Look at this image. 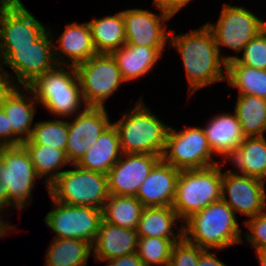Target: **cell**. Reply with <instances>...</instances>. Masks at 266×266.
<instances>
[{
  "mask_svg": "<svg viewBox=\"0 0 266 266\" xmlns=\"http://www.w3.org/2000/svg\"><path fill=\"white\" fill-rule=\"evenodd\" d=\"M174 34L175 31L170 30L168 46L176 49L182 58L190 95L208 85L226 81L227 63L220 56L206 24L186 34Z\"/></svg>",
  "mask_w": 266,
  "mask_h": 266,
  "instance_id": "cell-1",
  "label": "cell"
},
{
  "mask_svg": "<svg viewBox=\"0 0 266 266\" xmlns=\"http://www.w3.org/2000/svg\"><path fill=\"white\" fill-rule=\"evenodd\" d=\"M182 225L183 238L203 249L222 250L245 242L235 212L222 199L192 214Z\"/></svg>",
  "mask_w": 266,
  "mask_h": 266,
  "instance_id": "cell-2",
  "label": "cell"
},
{
  "mask_svg": "<svg viewBox=\"0 0 266 266\" xmlns=\"http://www.w3.org/2000/svg\"><path fill=\"white\" fill-rule=\"evenodd\" d=\"M27 87L38 104L58 118H71L87 107L75 66L57 65L36 77ZM82 109V110H80Z\"/></svg>",
  "mask_w": 266,
  "mask_h": 266,
  "instance_id": "cell-3",
  "label": "cell"
},
{
  "mask_svg": "<svg viewBox=\"0 0 266 266\" xmlns=\"http://www.w3.org/2000/svg\"><path fill=\"white\" fill-rule=\"evenodd\" d=\"M142 98L131 110L122 112L119 121L112 122L119 134L121 151L162 156L170 126L153 114Z\"/></svg>",
  "mask_w": 266,
  "mask_h": 266,
  "instance_id": "cell-4",
  "label": "cell"
},
{
  "mask_svg": "<svg viewBox=\"0 0 266 266\" xmlns=\"http://www.w3.org/2000/svg\"><path fill=\"white\" fill-rule=\"evenodd\" d=\"M220 162L203 169L181 170L177 179L173 209L181 224L210 203L221 200L222 166Z\"/></svg>",
  "mask_w": 266,
  "mask_h": 266,
  "instance_id": "cell-5",
  "label": "cell"
},
{
  "mask_svg": "<svg viewBox=\"0 0 266 266\" xmlns=\"http://www.w3.org/2000/svg\"><path fill=\"white\" fill-rule=\"evenodd\" d=\"M71 166L48 187L50 197L66 205L102 209L110 195L107 175Z\"/></svg>",
  "mask_w": 266,
  "mask_h": 266,
  "instance_id": "cell-6",
  "label": "cell"
},
{
  "mask_svg": "<svg viewBox=\"0 0 266 266\" xmlns=\"http://www.w3.org/2000/svg\"><path fill=\"white\" fill-rule=\"evenodd\" d=\"M53 31L48 29L31 46L24 48H0V62L8 65L19 86L29 85L36 77L52 70L58 64L54 58Z\"/></svg>",
  "mask_w": 266,
  "mask_h": 266,
  "instance_id": "cell-7",
  "label": "cell"
},
{
  "mask_svg": "<svg viewBox=\"0 0 266 266\" xmlns=\"http://www.w3.org/2000/svg\"><path fill=\"white\" fill-rule=\"evenodd\" d=\"M177 131L168 130L161 159L180 170L203 169L219 164L208 144L202 127H188Z\"/></svg>",
  "mask_w": 266,
  "mask_h": 266,
  "instance_id": "cell-8",
  "label": "cell"
},
{
  "mask_svg": "<svg viewBox=\"0 0 266 266\" xmlns=\"http://www.w3.org/2000/svg\"><path fill=\"white\" fill-rule=\"evenodd\" d=\"M76 70L86 106L106 107V100L125 83L112 54L97 53Z\"/></svg>",
  "mask_w": 266,
  "mask_h": 266,
  "instance_id": "cell-9",
  "label": "cell"
},
{
  "mask_svg": "<svg viewBox=\"0 0 266 266\" xmlns=\"http://www.w3.org/2000/svg\"><path fill=\"white\" fill-rule=\"evenodd\" d=\"M206 26L211 30L221 55V47L242 52L245 45L266 28V21L244 6L224 3L218 22H208Z\"/></svg>",
  "mask_w": 266,
  "mask_h": 266,
  "instance_id": "cell-10",
  "label": "cell"
},
{
  "mask_svg": "<svg viewBox=\"0 0 266 266\" xmlns=\"http://www.w3.org/2000/svg\"><path fill=\"white\" fill-rule=\"evenodd\" d=\"M0 156L4 162L0 181L8 187V210H23L30 206L36 180L41 178L22 145L0 146Z\"/></svg>",
  "mask_w": 266,
  "mask_h": 266,
  "instance_id": "cell-11",
  "label": "cell"
},
{
  "mask_svg": "<svg viewBox=\"0 0 266 266\" xmlns=\"http://www.w3.org/2000/svg\"><path fill=\"white\" fill-rule=\"evenodd\" d=\"M52 200L53 210L44 218L54 238H74L93 243L99 231L102 209L88 206H71Z\"/></svg>",
  "mask_w": 266,
  "mask_h": 266,
  "instance_id": "cell-12",
  "label": "cell"
},
{
  "mask_svg": "<svg viewBox=\"0 0 266 266\" xmlns=\"http://www.w3.org/2000/svg\"><path fill=\"white\" fill-rule=\"evenodd\" d=\"M160 14L131 8L122 11L125 24L126 44L146 47H166L170 39V30L165 23L174 12L157 3H153Z\"/></svg>",
  "mask_w": 266,
  "mask_h": 266,
  "instance_id": "cell-13",
  "label": "cell"
},
{
  "mask_svg": "<svg viewBox=\"0 0 266 266\" xmlns=\"http://www.w3.org/2000/svg\"><path fill=\"white\" fill-rule=\"evenodd\" d=\"M265 185L262 180L229 169L222 173L221 199L235 214L252 218L266 210Z\"/></svg>",
  "mask_w": 266,
  "mask_h": 266,
  "instance_id": "cell-14",
  "label": "cell"
},
{
  "mask_svg": "<svg viewBox=\"0 0 266 266\" xmlns=\"http://www.w3.org/2000/svg\"><path fill=\"white\" fill-rule=\"evenodd\" d=\"M84 110L68 121L66 155L71 165L77 164L102 132L111 124L106 107H83Z\"/></svg>",
  "mask_w": 266,
  "mask_h": 266,
  "instance_id": "cell-15",
  "label": "cell"
},
{
  "mask_svg": "<svg viewBox=\"0 0 266 266\" xmlns=\"http://www.w3.org/2000/svg\"><path fill=\"white\" fill-rule=\"evenodd\" d=\"M47 29L21 0L0 10V48L29 47Z\"/></svg>",
  "mask_w": 266,
  "mask_h": 266,
  "instance_id": "cell-16",
  "label": "cell"
},
{
  "mask_svg": "<svg viewBox=\"0 0 266 266\" xmlns=\"http://www.w3.org/2000/svg\"><path fill=\"white\" fill-rule=\"evenodd\" d=\"M160 160V155L122 153L107 174L109 194L136 196L141 184Z\"/></svg>",
  "mask_w": 266,
  "mask_h": 266,
  "instance_id": "cell-17",
  "label": "cell"
},
{
  "mask_svg": "<svg viewBox=\"0 0 266 266\" xmlns=\"http://www.w3.org/2000/svg\"><path fill=\"white\" fill-rule=\"evenodd\" d=\"M57 38L58 43L53 42V49L54 58L58 65L76 67L97 54L88 22L82 24L77 23V21L66 23L65 30Z\"/></svg>",
  "mask_w": 266,
  "mask_h": 266,
  "instance_id": "cell-18",
  "label": "cell"
},
{
  "mask_svg": "<svg viewBox=\"0 0 266 266\" xmlns=\"http://www.w3.org/2000/svg\"><path fill=\"white\" fill-rule=\"evenodd\" d=\"M180 171L161 159L141 184L136 197L144 207L172 206Z\"/></svg>",
  "mask_w": 266,
  "mask_h": 266,
  "instance_id": "cell-19",
  "label": "cell"
},
{
  "mask_svg": "<svg viewBox=\"0 0 266 266\" xmlns=\"http://www.w3.org/2000/svg\"><path fill=\"white\" fill-rule=\"evenodd\" d=\"M202 129L215 157H224L220 158L222 163H226L236 153L245 139L235 112L214 115Z\"/></svg>",
  "mask_w": 266,
  "mask_h": 266,
  "instance_id": "cell-20",
  "label": "cell"
},
{
  "mask_svg": "<svg viewBox=\"0 0 266 266\" xmlns=\"http://www.w3.org/2000/svg\"><path fill=\"white\" fill-rule=\"evenodd\" d=\"M136 229L122 228L102 219L99 231L92 243V254L97 262H106L136 253L138 245Z\"/></svg>",
  "mask_w": 266,
  "mask_h": 266,
  "instance_id": "cell-21",
  "label": "cell"
},
{
  "mask_svg": "<svg viewBox=\"0 0 266 266\" xmlns=\"http://www.w3.org/2000/svg\"><path fill=\"white\" fill-rule=\"evenodd\" d=\"M165 47H146L125 44L111 54L117 62L123 80L130 82L147 75L157 64Z\"/></svg>",
  "mask_w": 266,
  "mask_h": 266,
  "instance_id": "cell-22",
  "label": "cell"
},
{
  "mask_svg": "<svg viewBox=\"0 0 266 266\" xmlns=\"http://www.w3.org/2000/svg\"><path fill=\"white\" fill-rule=\"evenodd\" d=\"M36 105L38 103L32 91L27 86H18L2 106L8 117L9 127L22 141L29 139L34 128Z\"/></svg>",
  "mask_w": 266,
  "mask_h": 266,
  "instance_id": "cell-23",
  "label": "cell"
},
{
  "mask_svg": "<svg viewBox=\"0 0 266 266\" xmlns=\"http://www.w3.org/2000/svg\"><path fill=\"white\" fill-rule=\"evenodd\" d=\"M121 155L119 134L112 123L102 132L76 165L86 170L107 175Z\"/></svg>",
  "mask_w": 266,
  "mask_h": 266,
  "instance_id": "cell-24",
  "label": "cell"
},
{
  "mask_svg": "<svg viewBox=\"0 0 266 266\" xmlns=\"http://www.w3.org/2000/svg\"><path fill=\"white\" fill-rule=\"evenodd\" d=\"M179 220L172 206L144 207L136 230L139 237L183 238V225L173 229Z\"/></svg>",
  "mask_w": 266,
  "mask_h": 266,
  "instance_id": "cell-25",
  "label": "cell"
},
{
  "mask_svg": "<svg viewBox=\"0 0 266 266\" xmlns=\"http://www.w3.org/2000/svg\"><path fill=\"white\" fill-rule=\"evenodd\" d=\"M228 162L237 173L266 182V137H245Z\"/></svg>",
  "mask_w": 266,
  "mask_h": 266,
  "instance_id": "cell-26",
  "label": "cell"
},
{
  "mask_svg": "<svg viewBox=\"0 0 266 266\" xmlns=\"http://www.w3.org/2000/svg\"><path fill=\"white\" fill-rule=\"evenodd\" d=\"M92 42L97 53L111 54L126 44L125 24L122 11L87 21Z\"/></svg>",
  "mask_w": 266,
  "mask_h": 266,
  "instance_id": "cell-27",
  "label": "cell"
},
{
  "mask_svg": "<svg viewBox=\"0 0 266 266\" xmlns=\"http://www.w3.org/2000/svg\"><path fill=\"white\" fill-rule=\"evenodd\" d=\"M27 151L37 175L48 187L59 177L64 170L61 167L71 166L66 151L56 147H47L39 144H21ZM59 170V171H58Z\"/></svg>",
  "mask_w": 266,
  "mask_h": 266,
  "instance_id": "cell-28",
  "label": "cell"
},
{
  "mask_svg": "<svg viewBox=\"0 0 266 266\" xmlns=\"http://www.w3.org/2000/svg\"><path fill=\"white\" fill-rule=\"evenodd\" d=\"M92 244L74 238H53L49 245L45 266H87Z\"/></svg>",
  "mask_w": 266,
  "mask_h": 266,
  "instance_id": "cell-29",
  "label": "cell"
},
{
  "mask_svg": "<svg viewBox=\"0 0 266 266\" xmlns=\"http://www.w3.org/2000/svg\"><path fill=\"white\" fill-rule=\"evenodd\" d=\"M234 112L245 137H261L266 132V98L238 95Z\"/></svg>",
  "mask_w": 266,
  "mask_h": 266,
  "instance_id": "cell-30",
  "label": "cell"
},
{
  "mask_svg": "<svg viewBox=\"0 0 266 266\" xmlns=\"http://www.w3.org/2000/svg\"><path fill=\"white\" fill-rule=\"evenodd\" d=\"M144 206L136 196L109 195L102 208L103 220L127 229H137Z\"/></svg>",
  "mask_w": 266,
  "mask_h": 266,
  "instance_id": "cell-31",
  "label": "cell"
},
{
  "mask_svg": "<svg viewBox=\"0 0 266 266\" xmlns=\"http://www.w3.org/2000/svg\"><path fill=\"white\" fill-rule=\"evenodd\" d=\"M227 86L238 89V95L266 98V70L240 64L236 59L227 63Z\"/></svg>",
  "mask_w": 266,
  "mask_h": 266,
  "instance_id": "cell-32",
  "label": "cell"
},
{
  "mask_svg": "<svg viewBox=\"0 0 266 266\" xmlns=\"http://www.w3.org/2000/svg\"><path fill=\"white\" fill-rule=\"evenodd\" d=\"M182 238L139 237L136 254L144 266H168L172 247Z\"/></svg>",
  "mask_w": 266,
  "mask_h": 266,
  "instance_id": "cell-33",
  "label": "cell"
},
{
  "mask_svg": "<svg viewBox=\"0 0 266 266\" xmlns=\"http://www.w3.org/2000/svg\"><path fill=\"white\" fill-rule=\"evenodd\" d=\"M67 140L68 121L56 119L36 122L29 139L21 144H39L65 150Z\"/></svg>",
  "mask_w": 266,
  "mask_h": 266,
  "instance_id": "cell-34",
  "label": "cell"
},
{
  "mask_svg": "<svg viewBox=\"0 0 266 266\" xmlns=\"http://www.w3.org/2000/svg\"><path fill=\"white\" fill-rule=\"evenodd\" d=\"M241 55H225L222 59L226 63L236 59L244 66L266 70V28L245 45Z\"/></svg>",
  "mask_w": 266,
  "mask_h": 266,
  "instance_id": "cell-35",
  "label": "cell"
},
{
  "mask_svg": "<svg viewBox=\"0 0 266 266\" xmlns=\"http://www.w3.org/2000/svg\"><path fill=\"white\" fill-rule=\"evenodd\" d=\"M203 250L182 238L173 245L168 266H198L199 256Z\"/></svg>",
  "mask_w": 266,
  "mask_h": 266,
  "instance_id": "cell-36",
  "label": "cell"
},
{
  "mask_svg": "<svg viewBox=\"0 0 266 266\" xmlns=\"http://www.w3.org/2000/svg\"><path fill=\"white\" fill-rule=\"evenodd\" d=\"M243 222L247 227L245 232L247 243H249L255 251L266 248V210Z\"/></svg>",
  "mask_w": 266,
  "mask_h": 266,
  "instance_id": "cell-37",
  "label": "cell"
},
{
  "mask_svg": "<svg viewBox=\"0 0 266 266\" xmlns=\"http://www.w3.org/2000/svg\"><path fill=\"white\" fill-rule=\"evenodd\" d=\"M23 141L12 131L9 127L8 117L0 108V146H17L21 145Z\"/></svg>",
  "mask_w": 266,
  "mask_h": 266,
  "instance_id": "cell-38",
  "label": "cell"
},
{
  "mask_svg": "<svg viewBox=\"0 0 266 266\" xmlns=\"http://www.w3.org/2000/svg\"><path fill=\"white\" fill-rule=\"evenodd\" d=\"M0 62V108L5 104L7 98L19 86L11 76L14 73L7 72Z\"/></svg>",
  "mask_w": 266,
  "mask_h": 266,
  "instance_id": "cell-39",
  "label": "cell"
},
{
  "mask_svg": "<svg viewBox=\"0 0 266 266\" xmlns=\"http://www.w3.org/2000/svg\"><path fill=\"white\" fill-rule=\"evenodd\" d=\"M106 266H144L136 253L107 260Z\"/></svg>",
  "mask_w": 266,
  "mask_h": 266,
  "instance_id": "cell-40",
  "label": "cell"
},
{
  "mask_svg": "<svg viewBox=\"0 0 266 266\" xmlns=\"http://www.w3.org/2000/svg\"><path fill=\"white\" fill-rule=\"evenodd\" d=\"M198 266H228L216 257V253L204 249L200 256Z\"/></svg>",
  "mask_w": 266,
  "mask_h": 266,
  "instance_id": "cell-41",
  "label": "cell"
},
{
  "mask_svg": "<svg viewBox=\"0 0 266 266\" xmlns=\"http://www.w3.org/2000/svg\"><path fill=\"white\" fill-rule=\"evenodd\" d=\"M191 1L192 0H153V3H157L165 8H168L176 14Z\"/></svg>",
  "mask_w": 266,
  "mask_h": 266,
  "instance_id": "cell-42",
  "label": "cell"
},
{
  "mask_svg": "<svg viewBox=\"0 0 266 266\" xmlns=\"http://www.w3.org/2000/svg\"><path fill=\"white\" fill-rule=\"evenodd\" d=\"M4 167L3 158L0 156V175ZM7 208V209H6ZM0 209L8 210V187L0 181Z\"/></svg>",
  "mask_w": 266,
  "mask_h": 266,
  "instance_id": "cell-43",
  "label": "cell"
},
{
  "mask_svg": "<svg viewBox=\"0 0 266 266\" xmlns=\"http://www.w3.org/2000/svg\"><path fill=\"white\" fill-rule=\"evenodd\" d=\"M5 211L8 210L0 209V238L8 235V233L12 234L13 233L12 231H14V229L16 228L12 226L8 220L6 221L4 218H2L3 216L2 213H4Z\"/></svg>",
  "mask_w": 266,
  "mask_h": 266,
  "instance_id": "cell-44",
  "label": "cell"
},
{
  "mask_svg": "<svg viewBox=\"0 0 266 266\" xmlns=\"http://www.w3.org/2000/svg\"><path fill=\"white\" fill-rule=\"evenodd\" d=\"M256 256L260 266H266V248L256 250Z\"/></svg>",
  "mask_w": 266,
  "mask_h": 266,
  "instance_id": "cell-45",
  "label": "cell"
},
{
  "mask_svg": "<svg viewBox=\"0 0 266 266\" xmlns=\"http://www.w3.org/2000/svg\"><path fill=\"white\" fill-rule=\"evenodd\" d=\"M13 0H0V10L7 7Z\"/></svg>",
  "mask_w": 266,
  "mask_h": 266,
  "instance_id": "cell-46",
  "label": "cell"
}]
</instances>
